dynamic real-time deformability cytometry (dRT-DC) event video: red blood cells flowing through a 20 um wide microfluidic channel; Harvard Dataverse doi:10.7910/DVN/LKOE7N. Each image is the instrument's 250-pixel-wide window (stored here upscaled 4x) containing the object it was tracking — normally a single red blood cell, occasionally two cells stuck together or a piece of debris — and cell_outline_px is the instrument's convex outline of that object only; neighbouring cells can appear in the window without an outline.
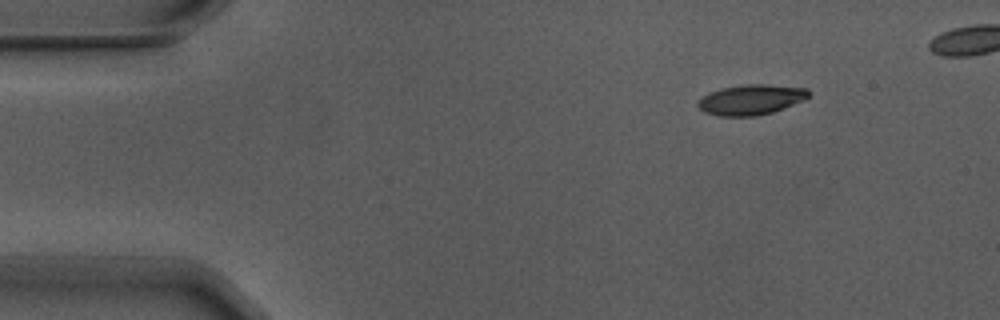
{"species": "Egyptian fruit bat (a non-hibernating species)", "species_latin": "Rousettus aegyptiacus", "temperature_condition": "warm", "stored_images_in_passage": 6, "camera_frame_rate_fps": 3000, "um_per_image_px": 0.085, "animal": {"sex": "male"}, "frame": {"image": 1, "passage_image": 2, "time_ms": 0.333, "image_size_px": [1000, 320], "cell_outline_px": [[812, 92], [804, 100], [784, 108], [772, 112], [756, 116], [720, 116], [704, 112], [696, 104], [696, 100], [708, 92], [720, 88], [744, 84], [764, 84], [808, 88]], "centroid_in_image_um": [63.81, 8.46], "position_along_channel_um": 21.2, "area_um2": 19.77}}